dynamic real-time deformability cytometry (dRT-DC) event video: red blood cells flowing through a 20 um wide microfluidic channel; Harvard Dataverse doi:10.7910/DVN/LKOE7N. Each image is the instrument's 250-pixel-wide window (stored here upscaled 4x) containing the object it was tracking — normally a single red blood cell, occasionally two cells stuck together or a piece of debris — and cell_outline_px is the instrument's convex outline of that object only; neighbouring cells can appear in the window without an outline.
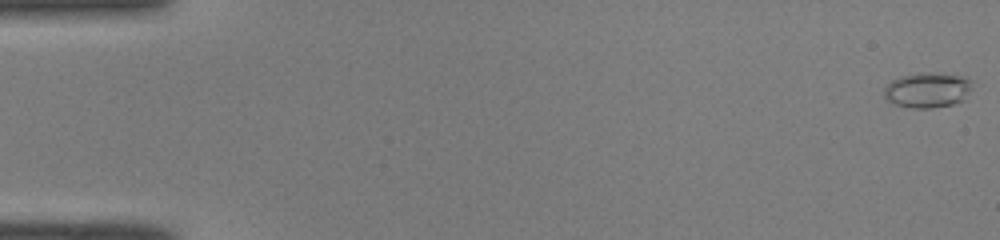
{"species": "common noctule bat (a hibernating species)", "species_latin": "Nyctalus noctula", "temperature_condition": "room temperature", "stored_images_in_passage": 51, "camera_frame_rate_fps": 3000, "um_per_image_px": 0.085, "animal": {"sex": "male", "body_mass_g": 19.0, "forearm_length_mm": 50.8}, "frame": {"image": 1, "passage_image": 1, "time_ms": 0.0, "image_size_px": [1000, 240], "cell_outline_px": [[972, 88], [964, 100], [952, 104], [932, 108], [912, 108], [896, 104], [888, 100], [884, 96], [884, 88], [892, 80], [900, 76], [960, 76], [972, 80]], "centroid_in_image_um": [78.84, 7.72], "position_along_channel_um": 6.2, "area_um2": 17.11}}
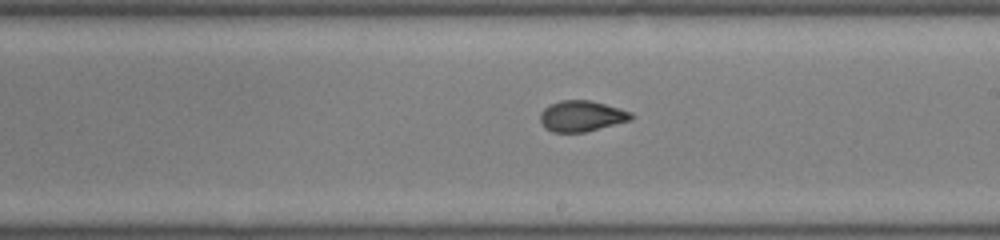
{"frame": {"image": 2, "passage_image": 30, "time_ms": 9.667, "image_size_px": [1000, 240], "cell_outline_px": [[632, 120], [584, 132], [552, 132], [544, 128], [540, 120], [540, 112], [544, 108], [560, 100], [588, 100], [604, 104], [632, 112]], "centroid_in_image_um": [49.41, 9.87], "position_along_channel_um": 239.6, "area_um2": 16.24}}
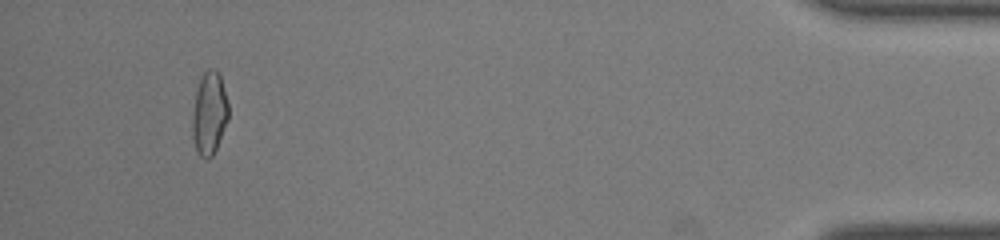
{"frame": {"image": 3, "passage_image": 48, "time_ms": 15.667, "image_size_px": [1000, 240], "cell_outline_px": [[228, 120], [216, 148], [212, 156], [208, 160], [200, 156], [196, 152], [192, 136], [192, 112], [196, 88], [204, 72], [208, 68], [216, 68], [220, 76], [228, 104]], "centroid_in_image_um": [17.77, 9.65], "position_along_channel_um": 417.4, "area_um2": 17.57}, "authors_computed_cell_mechanics": {"area_um2": 16.762, "velocity_mm_per_s": 4.1044, "shape_relaxation_time_tau1_ms": null, "shape_relaxation_time_tau2_ms": 0.7717, "deformation_change_tau1": null, "deformation_change_tau2": 0.0612}}